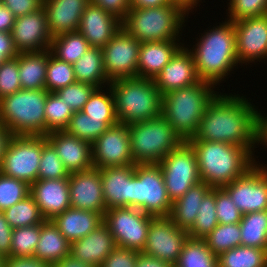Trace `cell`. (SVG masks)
Segmentation results:
<instances>
[{
  "instance_id": "003e7915",
  "label": "cell",
  "mask_w": 267,
  "mask_h": 267,
  "mask_svg": "<svg viewBox=\"0 0 267 267\" xmlns=\"http://www.w3.org/2000/svg\"><path fill=\"white\" fill-rule=\"evenodd\" d=\"M5 61L4 59V51H0V65Z\"/></svg>"
},
{
  "instance_id": "f6af8a7d",
  "label": "cell",
  "mask_w": 267,
  "mask_h": 267,
  "mask_svg": "<svg viewBox=\"0 0 267 267\" xmlns=\"http://www.w3.org/2000/svg\"><path fill=\"white\" fill-rule=\"evenodd\" d=\"M30 194V185L25 181L0 173V211L3 212Z\"/></svg>"
},
{
  "instance_id": "e7e4bbea",
  "label": "cell",
  "mask_w": 267,
  "mask_h": 267,
  "mask_svg": "<svg viewBox=\"0 0 267 267\" xmlns=\"http://www.w3.org/2000/svg\"><path fill=\"white\" fill-rule=\"evenodd\" d=\"M12 136L13 134L10 131L3 126H0V163Z\"/></svg>"
},
{
  "instance_id": "1f68e13d",
  "label": "cell",
  "mask_w": 267,
  "mask_h": 267,
  "mask_svg": "<svg viewBox=\"0 0 267 267\" xmlns=\"http://www.w3.org/2000/svg\"><path fill=\"white\" fill-rule=\"evenodd\" d=\"M76 82L88 83L96 88H106L110 80L105 73L102 48L90 47L73 64Z\"/></svg>"
},
{
  "instance_id": "83f0119b",
  "label": "cell",
  "mask_w": 267,
  "mask_h": 267,
  "mask_svg": "<svg viewBox=\"0 0 267 267\" xmlns=\"http://www.w3.org/2000/svg\"><path fill=\"white\" fill-rule=\"evenodd\" d=\"M103 216V213L70 207L63 213L56 215L51 221L62 235L72 243L87 236L101 225Z\"/></svg>"
},
{
  "instance_id": "60d3db41",
  "label": "cell",
  "mask_w": 267,
  "mask_h": 267,
  "mask_svg": "<svg viewBox=\"0 0 267 267\" xmlns=\"http://www.w3.org/2000/svg\"><path fill=\"white\" fill-rule=\"evenodd\" d=\"M241 230L239 223L218 224L206 237L208 248L218 257L237 246H241Z\"/></svg>"
},
{
  "instance_id": "484cf974",
  "label": "cell",
  "mask_w": 267,
  "mask_h": 267,
  "mask_svg": "<svg viewBox=\"0 0 267 267\" xmlns=\"http://www.w3.org/2000/svg\"><path fill=\"white\" fill-rule=\"evenodd\" d=\"M134 170L135 165L99 169L103 198L107 209L131 207L132 174Z\"/></svg>"
},
{
  "instance_id": "6125c7cd",
  "label": "cell",
  "mask_w": 267,
  "mask_h": 267,
  "mask_svg": "<svg viewBox=\"0 0 267 267\" xmlns=\"http://www.w3.org/2000/svg\"><path fill=\"white\" fill-rule=\"evenodd\" d=\"M259 109V131H258V143L259 145L267 146V114H261ZM266 116V117H265ZM263 143V144H262Z\"/></svg>"
},
{
  "instance_id": "f5cc1de1",
  "label": "cell",
  "mask_w": 267,
  "mask_h": 267,
  "mask_svg": "<svg viewBox=\"0 0 267 267\" xmlns=\"http://www.w3.org/2000/svg\"><path fill=\"white\" fill-rule=\"evenodd\" d=\"M122 21L131 9L130 0H89Z\"/></svg>"
},
{
  "instance_id": "ffe728a7",
  "label": "cell",
  "mask_w": 267,
  "mask_h": 267,
  "mask_svg": "<svg viewBox=\"0 0 267 267\" xmlns=\"http://www.w3.org/2000/svg\"><path fill=\"white\" fill-rule=\"evenodd\" d=\"M153 81L162 95L175 89L199 83L201 79L198 76L194 57L189 48L183 45Z\"/></svg>"
},
{
  "instance_id": "7c38bea8",
  "label": "cell",
  "mask_w": 267,
  "mask_h": 267,
  "mask_svg": "<svg viewBox=\"0 0 267 267\" xmlns=\"http://www.w3.org/2000/svg\"><path fill=\"white\" fill-rule=\"evenodd\" d=\"M153 218L138 208L114 207L105 211L103 222L113 235L116 246L142 252Z\"/></svg>"
},
{
  "instance_id": "8fae6325",
  "label": "cell",
  "mask_w": 267,
  "mask_h": 267,
  "mask_svg": "<svg viewBox=\"0 0 267 267\" xmlns=\"http://www.w3.org/2000/svg\"><path fill=\"white\" fill-rule=\"evenodd\" d=\"M158 164L162 169L165 187L171 202L179 199L192 186L201 181L195 150L187 141H183Z\"/></svg>"
},
{
  "instance_id": "f1b7e54d",
  "label": "cell",
  "mask_w": 267,
  "mask_h": 267,
  "mask_svg": "<svg viewBox=\"0 0 267 267\" xmlns=\"http://www.w3.org/2000/svg\"><path fill=\"white\" fill-rule=\"evenodd\" d=\"M210 189L203 181L192 186L183 196L172 202L168 217L177 227L189 231L194 225L201 201Z\"/></svg>"
},
{
  "instance_id": "7402d4cb",
  "label": "cell",
  "mask_w": 267,
  "mask_h": 267,
  "mask_svg": "<svg viewBox=\"0 0 267 267\" xmlns=\"http://www.w3.org/2000/svg\"><path fill=\"white\" fill-rule=\"evenodd\" d=\"M121 21L103 8L89 3L80 20L78 32L91 47L103 48L119 31Z\"/></svg>"
},
{
  "instance_id": "816d5d0a",
  "label": "cell",
  "mask_w": 267,
  "mask_h": 267,
  "mask_svg": "<svg viewBox=\"0 0 267 267\" xmlns=\"http://www.w3.org/2000/svg\"><path fill=\"white\" fill-rule=\"evenodd\" d=\"M139 252L116 246L100 267H135Z\"/></svg>"
},
{
  "instance_id": "d590c367",
  "label": "cell",
  "mask_w": 267,
  "mask_h": 267,
  "mask_svg": "<svg viewBox=\"0 0 267 267\" xmlns=\"http://www.w3.org/2000/svg\"><path fill=\"white\" fill-rule=\"evenodd\" d=\"M107 87L105 92L103 87L97 88L84 104L82 112L91 118L101 119L109 127H112L119 122L116 116L114 95L110 86L108 85Z\"/></svg>"
},
{
  "instance_id": "5b68a950",
  "label": "cell",
  "mask_w": 267,
  "mask_h": 267,
  "mask_svg": "<svg viewBox=\"0 0 267 267\" xmlns=\"http://www.w3.org/2000/svg\"><path fill=\"white\" fill-rule=\"evenodd\" d=\"M215 85L201 80L199 83L167 92L162 96L161 115L173 130L187 141L199 128L208 103L218 93Z\"/></svg>"
},
{
  "instance_id": "ee69618b",
  "label": "cell",
  "mask_w": 267,
  "mask_h": 267,
  "mask_svg": "<svg viewBox=\"0 0 267 267\" xmlns=\"http://www.w3.org/2000/svg\"><path fill=\"white\" fill-rule=\"evenodd\" d=\"M41 224L14 228L12 232L10 256H34L40 237Z\"/></svg>"
},
{
  "instance_id": "d6986e66",
  "label": "cell",
  "mask_w": 267,
  "mask_h": 267,
  "mask_svg": "<svg viewBox=\"0 0 267 267\" xmlns=\"http://www.w3.org/2000/svg\"><path fill=\"white\" fill-rule=\"evenodd\" d=\"M68 183L72 208L105 213L107 208L103 198L99 169L92 167L88 170L71 173Z\"/></svg>"
},
{
  "instance_id": "cb8c5ba5",
  "label": "cell",
  "mask_w": 267,
  "mask_h": 267,
  "mask_svg": "<svg viewBox=\"0 0 267 267\" xmlns=\"http://www.w3.org/2000/svg\"><path fill=\"white\" fill-rule=\"evenodd\" d=\"M89 0H43V9L52 37L77 32Z\"/></svg>"
},
{
  "instance_id": "a7ac6f4b",
  "label": "cell",
  "mask_w": 267,
  "mask_h": 267,
  "mask_svg": "<svg viewBox=\"0 0 267 267\" xmlns=\"http://www.w3.org/2000/svg\"><path fill=\"white\" fill-rule=\"evenodd\" d=\"M4 259L5 257L3 255H0V267H4Z\"/></svg>"
},
{
  "instance_id": "7dc6e473",
  "label": "cell",
  "mask_w": 267,
  "mask_h": 267,
  "mask_svg": "<svg viewBox=\"0 0 267 267\" xmlns=\"http://www.w3.org/2000/svg\"><path fill=\"white\" fill-rule=\"evenodd\" d=\"M228 18L236 22L245 18L267 15V0H228Z\"/></svg>"
},
{
  "instance_id": "44dd1931",
  "label": "cell",
  "mask_w": 267,
  "mask_h": 267,
  "mask_svg": "<svg viewBox=\"0 0 267 267\" xmlns=\"http://www.w3.org/2000/svg\"><path fill=\"white\" fill-rule=\"evenodd\" d=\"M46 138L56 150L69 174L93 167L91 143L71 136L64 130L49 132Z\"/></svg>"
},
{
  "instance_id": "91938a15",
  "label": "cell",
  "mask_w": 267,
  "mask_h": 267,
  "mask_svg": "<svg viewBox=\"0 0 267 267\" xmlns=\"http://www.w3.org/2000/svg\"><path fill=\"white\" fill-rule=\"evenodd\" d=\"M16 17L3 4L0 5V32L11 33Z\"/></svg>"
},
{
  "instance_id": "277c9868",
  "label": "cell",
  "mask_w": 267,
  "mask_h": 267,
  "mask_svg": "<svg viewBox=\"0 0 267 267\" xmlns=\"http://www.w3.org/2000/svg\"><path fill=\"white\" fill-rule=\"evenodd\" d=\"M192 11L187 4L131 8L121 21V27L140 43L180 40L184 23Z\"/></svg>"
},
{
  "instance_id": "8d00e7d4",
  "label": "cell",
  "mask_w": 267,
  "mask_h": 267,
  "mask_svg": "<svg viewBox=\"0 0 267 267\" xmlns=\"http://www.w3.org/2000/svg\"><path fill=\"white\" fill-rule=\"evenodd\" d=\"M218 267H267V250L237 246L218 256Z\"/></svg>"
},
{
  "instance_id": "ac0fdd59",
  "label": "cell",
  "mask_w": 267,
  "mask_h": 267,
  "mask_svg": "<svg viewBox=\"0 0 267 267\" xmlns=\"http://www.w3.org/2000/svg\"><path fill=\"white\" fill-rule=\"evenodd\" d=\"M11 34L19 53L47 51L53 39L43 7L17 17Z\"/></svg>"
},
{
  "instance_id": "30bf717a",
  "label": "cell",
  "mask_w": 267,
  "mask_h": 267,
  "mask_svg": "<svg viewBox=\"0 0 267 267\" xmlns=\"http://www.w3.org/2000/svg\"><path fill=\"white\" fill-rule=\"evenodd\" d=\"M46 136L13 135L0 163V173L32 185L38 180Z\"/></svg>"
},
{
  "instance_id": "681fc988",
  "label": "cell",
  "mask_w": 267,
  "mask_h": 267,
  "mask_svg": "<svg viewBox=\"0 0 267 267\" xmlns=\"http://www.w3.org/2000/svg\"><path fill=\"white\" fill-rule=\"evenodd\" d=\"M18 56L0 65V99L21 90Z\"/></svg>"
},
{
  "instance_id": "c3c4849f",
  "label": "cell",
  "mask_w": 267,
  "mask_h": 267,
  "mask_svg": "<svg viewBox=\"0 0 267 267\" xmlns=\"http://www.w3.org/2000/svg\"><path fill=\"white\" fill-rule=\"evenodd\" d=\"M97 88L88 83L75 82L56 91L73 112L82 111L84 104L89 100Z\"/></svg>"
},
{
  "instance_id": "11a10c76",
  "label": "cell",
  "mask_w": 267,
  "mask_h": 267,
  "mask_svg": "<svg viewBox=\"0 0 267 267\" xmlns=\"http://www.w3.org/2000/svg\"><path fill=\"white\" fill-rule=\"evenodd\" d=\"M13 228L9 225L3 212L0 211V255L10 256Z\"/></svg>"
},
{
  "instance_id": "d6a6232c",
  "label": "cell",
  "mask_w": 267,
  "mask_h": 267,
  "mask_svg": "<svg viewBox=\"0 0 267 267\" xmlns=\"http://www.w3.org/2000/svg\"><path fill=\"white\" fill-rule=\"evenodd\" d=\"M241 246L267 250V210L242 215Z\"/></svg>"
},
{
  "instance_id": "6da1fadb",
  "label": "cell",
  "mask_w": 267,
  "mask_h": 267,
  "mask_svg": "<svg viewBox=\"0 0 267 267\" xmlns=\"http://www.w3.org/2000/svg\"><path fill=\"white\" fill-rule=\"evenodd\" d=\"M258 131L259 111L254 104L243 94L218 92L208 103L197 133L188 140L226 142L255 154Z\"/></svg>"
},
{
  "instance_id": "52a82bcc",
  "label": "cell",
  "mask_w": 267,
  "mask_h": 267,
  "mask_svg": "<svg viewBox=\"0 0 267 267\" xmlns=\"http://www.w3.org/2000/svg\"><path fill=\"white\" fill-rule=\"evenodd\" d=\"M46 89L24 90L0 99V125L13 135L46 136Z\"/></svg>"
},
{
  "instance_id": "d4e9b609",
  "label": "cell",
  "mask_w": 267,
  "mask_h": 267,
  "mask_svg": "<svg viewBox=\"0 0 267 267\" xmlns=\"http://www.w3.org/2000/svg\"><path fill=\"white\" fill-rule=\"evenodd\" d=\"M116 247L113 235L103 222L87 236L70 243V254L83 263L100 267Z\"/></svg>"
},
{
  "instance_id": "4316f807",
  "label": "cell",
  "mask_w": 267,
  "mask_h": 267,
  "mask_svg": "<svg viewBox=\"0 0 267 267\" xmlns=\"http://www.w3.org/2000/svg\"><path fill=\"white\" fill-rule=\"evenodd\" d=\"M183 45L185 44L180 40L141 43L137 66L138 77L154 80Z\"/></svg>"
},
{
  "instance_id": "8992f818",
  "label": "cell",
  "mask_w": 267,
  "mask_h": 267,
  "mask_svg": "<svg viewBox=\"0 0 267 267\" xmlns=\"http://www.w3.org/2000/svg\"><path fill=\"white\" fill-rule=\"evenodd\" d=\"M118 122L129 125L159 117L162 94L155 82L145 78H121L109 84Z\"/></svg>"
},
{
  "instance_id": "9c48e42d",
  "label": "cell",
  "mask_w": 267,
  "mask_h": 267,
  "mask_svg": "<svg viewBox=\"0 0 267 267\" xmlns=\"http://www.w3.org/2000/svg\"><path fill=\"white\" fill-rule=\"evenodd\" d=\"M171 205L159 164H135L131 207L154 217H168Z\"/></svg>"
},
{
  "instance_id": "db71d44e",
  "label": "cell",
  "mask_w": 267,
  "mask_h": 267,
  "mask_svg": "<svg viewBox=\"0 0 267 267\" xmlns=\"http://www.w3.org/2000/svg\"><path fill=\"white\" fill-rule=\"evenodd\" d=\"M2 4L17 18L40 9L43 0H2Z\"/></svg>"
},
{
  "instance_id": "2e32d148",
  "label": "cell",
  "mask_w": 267,
  "mask_h": 267,
  "mask_svg": "<svg viewBox=\"0 0 267 267\" xmlns=\"http://www.w3.org/2000/svg\"><path fill=\"white\" fill-rule=\"evenodd\" d=\"M93 167L135 165L131 155V144L128 126L118 123L109 127L92 143Z\"/></svg>"
},
{
  "instance_id": "74e56055",
  "label": "cell",
  "mask_w": 267,
  "mask_h": 267,
  "mask_svg": "<svg viewBox=\"0 0 267 267\" xmlns=\"http://www.w3.org/2000/svg\"><path fill=\"white\" fill-rule=\"evenodd\" d=\"M3 213L13 229L34 226L41 224L45 220L31 194L3 211Z\"/></svg>"
},
{
  "instance_id": "3957f363",
  "label": "cell",
  "mask_w": 267,
  "mask_h": 267,
  "mask_svg": "<svg viewBox=\"0 0 267 267\" xmlns=\"http://www.w3.org/2000/svg\"><path fill=\"white\" fill-rule=\"evenodd\" d=\"M197 156L200 180L211 188H222L244 176L256 165L254 154L226 142L187 140Z\"/></svg>"
},
{
  "instance_id": "f546056e",
  "label": "cell",
  "mask_w": 267,
  "mask_h": 267,
  "mask_svg": "<svg viewBox=\"0 0 267 267\" xmlns=\"http://www.w3.org/2000/svg\"><path fill=\"white\" fill-rule=\"evenodd\" d=\"M70 254V242L51 220L41 223L40 237L34 257L54 265Z\"/></svg>"
},
{
  "instance_id": "e0dca14e",
  "label": "cell",
  "mask_w": 267,
  "mask_h": 267,
  "mask_svg": "<svg viewBox=\"0 0 267 267\" xmlns=\"http://www.w3.org/2000/svg\"><path fill=\"white\" fill-rule=\"evenodd\" d=\"M233 23L240 66L267 60V15L245 18Z\"/></svg>"
},
{
  "instance_id": "4dcf8cb0",
  "label": "cell",
  "mask_w": 267,
  "mask_h": 267,
  "mask_svg": "<svg viewBox=\"0 0 267 267\" xmlns=\"http://www.w3.org/2000/svg\"><path fill=\"white\" fill-rule=\"evenodd\" d=\"M19 80L24 90L45 89L48 50L18 54Z\"/></svg>"
},
{
  "instance_id": "03108f58",
  "label": "cell",
  "mask_w": 267,
  "mask_h": 267,
  "mask_svg": "<svg viewBox=\"0 0 267 267\" xmlns=\"http://www.w3.org/2000/svg\"><path fill=\"white\" fill-rule=\"evenodd\" d=\"M182 2L186 3L191 9L197 8V6H200L202 3V0H181ZM199 4V5H198Z\"/></svg>"
},
{
  "instance_id": "e575fe53",
  "label": "cell",
  "mask_w": 267,
  "mask_h": 267,
  "mask_svg": "<svg viewBox=\"0 0 267 267\" xmlns=\"http://www.w3.org/2000/svg\"><path fill=\"white\" fill-rule=\"evenodd\" d=\"M174 267H218V257L204 239L188 237Z\"/></svg>"
},
{
  "instance_id": "6f0895ef",
  "label": "cell",
  "mask_w": 267,
  "mask_h": 267,
  "mask_svg": "<svg viewBox=\"0 0 267 267\" xmlns=\"http://www.w3.org/2000/svg\"><path fill=\"white\" fill-rule=\"evenodd\" d=\"M0 51H4V59L9 60L18 56L12 34L8 32H0Z\"/></svg>"
},
{
  "instance_id": "f907efd6",
  "label": "cell",
  "mask_w": 267,
  "mask_h": 267,
  "mask_svg": "<svg viewBox=\"0 0 267 267\" xmlns=\"http://www.w3.org/2000/svg\"><path fill=\"white\" fill-rule=\"evenodd\" d=\"M216 216L219 224L240 223L242 213L223 188H216Z\"/></svg>"
},
{
  "instance_id": "5bb4252c",
  "label": "cell",
  "mask_w": 267,
  "mask_h": 267,
  "mask_svg": "<svg viewBox=\"0 0 267 267\" xmlns=\"http://www.w3.org/2000/svg\"><path fill=\"white\" fill-rule=\"evenodd\" d=\"M258 162L244 176L222 187L242 214L267 210V164Z\"/></svg>"
},
{
  "instance_id": "7bdbcfd3",
  "label": "cell",
  "mask_w": 267,
  "mask_h": 267,
  "mask_svg": "<svg viewBox=\"0 0 267 267\" xmlns=\"http://www.w3.org/2000/svg\"><path fill=\"white\" fill-rule=\"evenodd\" d=\"M75 82L76 77L73 65L57 59L48 50L45 89L48 92H56Z\"/></svg>"
},
{
  "instance_id": "ab89813d",
  "label": "cell",
  "mask_w": 267,
  "mask_h": 267,
  "mask_svg": "<svg viewBox=\"0 0 267 267\" xmlns=\"http://www.w3.org/2000/svg\"><path fill=\"white\" fill-rule=\"evenodd\" d=\"M109 126L101 119H94L82 111L74 112L64 129L71 136L93 143Z\"/></svg>"
},
{
  "instance_id": "bcb514c9",
  "label": "cell",
  "mask_w": 267,
  "mask_h": 267,
  "mask_svg": "<svg viewBox=\"0 0 267 267\" xmlns=\"http://www.w3.org/2000/svg\"><path fill=\"white\" fill-rule=\"evenodd\" d=\"M69 175L56 150L47 142L42 148L38 180L69 178Z\"/></svg>"
},
{
  "instance_id": "f35d334b",
  "label": "cell",
  "mask_w": 267,
  "mask_h": 267,
  "mask_svg": "<svg viewBox=\"0 0 267 267\" xmlns=\"http://www.w3.org/2000/svg\"><path fill=\"white\" fill-rule=\"evenodd\" d=\"M215 205L216 188H211L203 197L194 225L188 231L190 238L203 239L219 224Z\"/></svg>"
},
{
  "instance_id": "94428289",
  "label": "cell",
  "mask_w": 267,
  "mask_h": 267,
  "mask_svg": "<svg viewBox=\"0 0 267 267\" xmlns=\"http://www.w3.org/2000/svg\"><path fill=\"white\" fill-rule=\"evenodd\" d=\"M131 8L160 7L166 4H186L181 0H130Z\"/></svg>"
},
{
  "instance_id": "9f6ffc18",
  "label": "cell",
  "mask_w": 267,
  "mask_h": 267,
  "mask_svg": "<svg viewBox=\"0 0 267 267\" xmlns=\"http://www.w3.org/2000/svg\"><path fill=\"white\" fill-rule=\"evenodd\" d=\"M4 267H52L47 262L31 257H13L8 256L4 259Z\"/></svg>"
},
{
  "instance_id": "9a60e30c",
  "label": "cell",
  "mask_w": 267,
  "mask_h": 267,
  "mask_svg": "<svg viewBox=\"0 0 267 267\" xmlns=\"http://www.w3.org/2000/svg\"><path fill=\"white\" fill-rule=\"evenodd\" d=\"M188 237V231L177 227L169 217H154L142 252L174 266Z\"/></svg>"
},
{
  "instance_id": "ba28073f",
  "label": "cell",
  "mask_w": 267,
  "mask_h": 267,
  "mask_svg": "<svg viewBox=\"0 0 267 267\" xmlns=\"http://www.w3.org/2000/svg\"><path fill=\"white\" fill-rule=\"evenodd\" d=\"M127 126L134 164H158L183 142L162 115Z\"/></svg>"
},
{
  "instance_id": "7a4b0ae2",
  "label": "cell",
  "mask_w": 267,
  "mask_h": 267,
  "mask_svg": "<svg viewBox=\"0 0 267 267\" xmlns=\"http://www.w3.org/2000/svg\"><path fill=\"white\" fill-rule=\"evenodd\" d=\"M199 38L189 49L194 57L198 76L215 86L220 85L240 65L234 23L225 19L219 25L204 30Z\"/></svg>"
},
{
  "instance_id": "680465c9",
  "label": "cell",
  "mask_w": 267,
  "mask_h": 267,
  "mask_svg": "<svg viewBox=\"0 0 267 267\" xmlns=\"http://www.w3.org/2000/svg\"><path fill=\"white\" fill-rule=\"evenodd\" d=\"M135 267H174L167 261L159 260L158 258L139 252Z\"/></svg>"
},
{
  "instance_id": "603a6c76",
  "label": "cell",
  "mask_w": 267,
  "mask_h": 267,
  "mask_svg": "<svg viewBox=\"0 0 267 267\" xmlns=\"http://www.w3.org/2000/svg\"><path fill=\"white\" fill-rule=\"evenodd\" d=\"M30 194L45 220L71 207L68 178L37 180L30 186Z\"/></svg>"
},
{
  "instance_id": "b9f144b4",
  "label": "cell",
  "mask_w": 267,
  "mask_h": 267,
  "mask_svg": "<svg viewBox=\"0 0 267 267\" xmlns=\"http://www.w3.org/2000/svg\"><path fill=\"white\" fill-rule=\"evenodd\" d=\"M44 112L46 135L52 131H63L74 113L56 92H49Z\"/></svg>"
},
{
  "instance_id": "be15d7a7",
  "label": "cell",
  "mask_w": 267,
  "mask_h": 267,
  "mask_svg": "<svg viewBox=\"0 0 267 267\" xmlns=\"http://www.w3.org/2000/svg\"><path fill=\"white\" fill-rule=\"evenodd\" d=\"M52 267H95V266L83 263L79 259H76L71 255H68L67 257H64L60 262L54 264Z\"/></svg>"
},
{
  "instance_id": "4fadbf2b",
  "label": "cell",
  "mask_w": 267,
  "mask_h": 267,
  "mask_svg": "<svg viewBox=\"0 0 267 267\" xmlns=\"http://www.w3.org/2000/svg\"><path fill=\"white\" fill-rule=\"evenodd\" d=\"M141 43L122 27L102 48L105 73L110 81L138 77Z\"/></svg>"
},
{
  "instance_id": "836d02e7",
  "label": "cell",
  "mask_w": 267,
  "mask_h": 267,
  "mask_svg": "<svg viewBox=\"0 0 267 267\" xmlns=\"http://www.w3.org/2000/svg\"><path fill=\"white\" fill-rule=\"evenodd\" d=\"M90 47L84 36L77 31L54 36L49 50L57 59L73 65Z\"/></svg>"
}]
</instances>
